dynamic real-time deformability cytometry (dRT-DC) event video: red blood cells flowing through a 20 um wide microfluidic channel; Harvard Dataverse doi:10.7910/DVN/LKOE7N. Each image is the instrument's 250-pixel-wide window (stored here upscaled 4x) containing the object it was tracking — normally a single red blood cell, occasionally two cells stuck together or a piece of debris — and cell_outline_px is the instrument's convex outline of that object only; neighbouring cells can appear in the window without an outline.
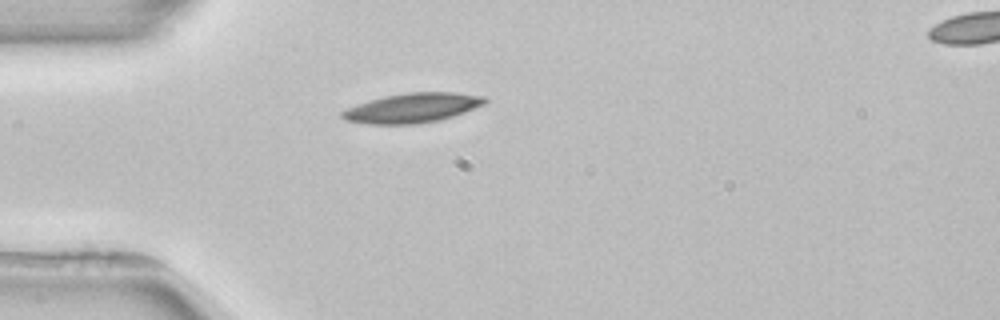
{"species": "common noctule bat (a hibernating species)", "species_latin": "Nyctalus noctula", "temperature_condition": "room temperature", "stored_images_in_passage": 2, "segment_of_instrument_passage": [1, 2], "camera_frame_rate_fps": 3000, "um_per_image_px": 0.085, "animal": {"sex": "female", "body_mass_g": 22.7, "forearm_length_mm": 54.2}, "frame": {"image": 1, "passage_image": 1, "time_ms": 0.0, "image_size_px": [1000, 320], "cell_outline_px": [[488, 100], [484, 104], [464, 112], [440, 120], [416, 124], [368, 124], [344, 120], [340, 116], [340, 112], [356, 104], [384, 96], [408, 92], [452, 92], [484, 96]], "centroid_in_image_um": [35.02, 9.17], "position_along_channel_um": 50.0, "area_um2": 24.57}}